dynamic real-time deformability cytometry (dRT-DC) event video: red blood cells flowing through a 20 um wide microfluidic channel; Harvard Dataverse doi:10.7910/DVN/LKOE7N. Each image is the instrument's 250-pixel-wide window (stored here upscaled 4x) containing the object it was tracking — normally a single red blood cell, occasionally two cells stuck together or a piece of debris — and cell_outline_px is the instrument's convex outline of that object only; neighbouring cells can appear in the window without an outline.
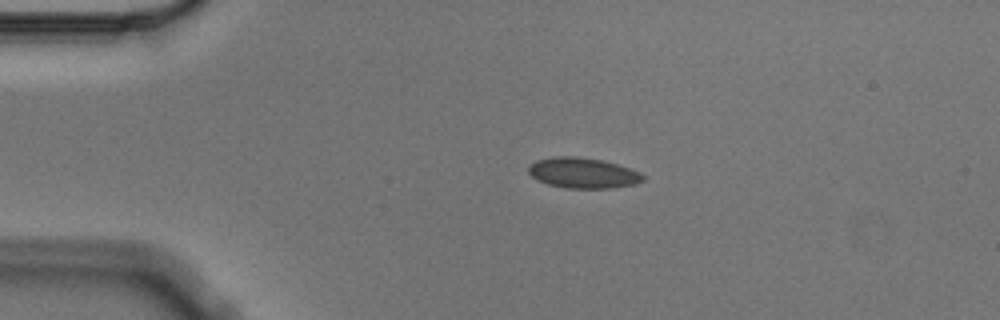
{"species": "Egyptian fruit bat (a non-hibernating species)", "species_latin": "Rousettus aegyptiacus", "temperature_condition": "cold", "stored_images_in_passage": 3, "camera_frame_rate_fps": 3000, "um_per_image_px": 0.085, "animal": {"sex": "male"}, "frame": {"image": 1, "passage_image": 2, "time_ms": 0.333, "image_size_px": [1000, 320], "cell_outline_px": [[644, 180], [636, 184], [616, 188], [564, 188], [548, 184], [536, 180], [528, 172], [528, 168], [536, 160], [556, 156], [572, 156], [604, 160], [640, 172], [644, 176]], "centroid_in_image_um": [49.56, 14.71], "position_along_channel_um": 35.4, "area_um2": 20.4}}